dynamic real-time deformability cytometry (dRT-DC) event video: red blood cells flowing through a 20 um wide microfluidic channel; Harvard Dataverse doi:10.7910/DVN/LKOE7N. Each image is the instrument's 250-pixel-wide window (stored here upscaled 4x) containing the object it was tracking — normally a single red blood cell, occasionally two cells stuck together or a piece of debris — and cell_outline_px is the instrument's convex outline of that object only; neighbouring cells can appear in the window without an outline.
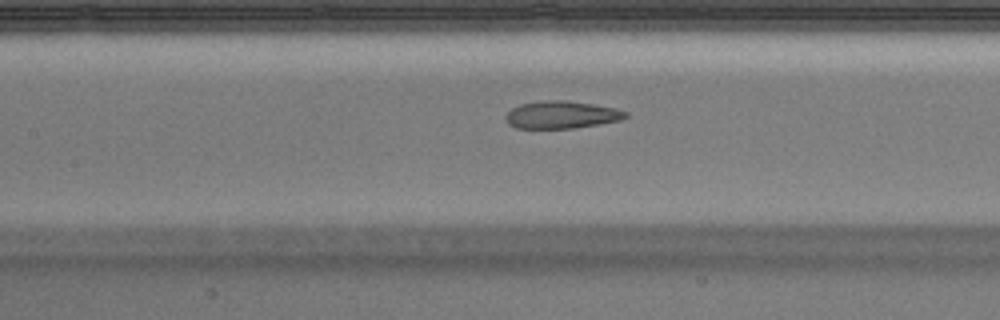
{"species": "Egyptian fruit bat (a non-hibernating species)", "species_latin": "Rousettus aegyptiacus", "temperature_condition": "warm", "stored_images_in_passage": 51, "camera_frame_rate_fps": 3000, "um_per_image_px": 0.085, "animal": {"sex": "male"}, "frame": {"image": 1, "passage_image": 24, "time_ms": 7.667, "image_size_px": [1000, 320], "cell_outline_px": [[628, 116], [620, 120], [572, 128], [516, 128], [508, 124], [504, 116], [512, 108], [520, 104], [544, 100], [564, 100], [592, 104], [616, 108], [628, 112]], "centroid_in_image_um": [47.7, 9.75], "position_along_channel_um": 159.7, "area_um2": 19.07}}
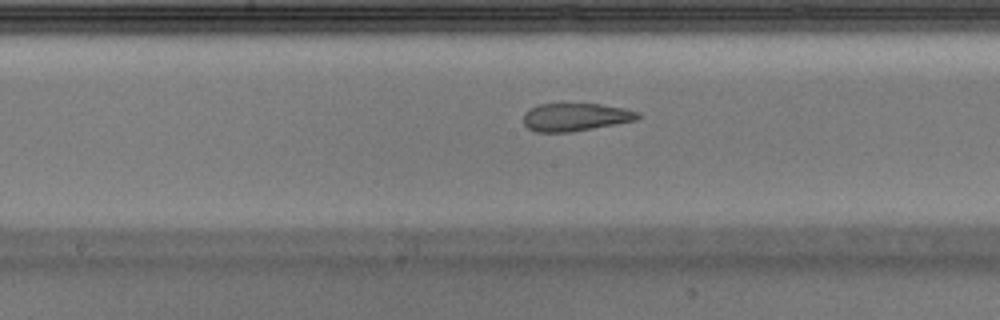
{"frame": {"image": 2, "passage_image": 27, "time_ms": 8.667, "image_size_px": [1000, 320], "cell_outline_px": [[640, 116], [636, 120], [616, 124], [572, 132], [536, 132], [528, 128], [524, 124], [524, 112], [528, 108], [536, 104], [600, 104], [624, 108], [640, 112]], "centroid_in_image_um": [48.89, 9.95], "position_along_channel_um": 199.3, "area_um2": 18.73}}
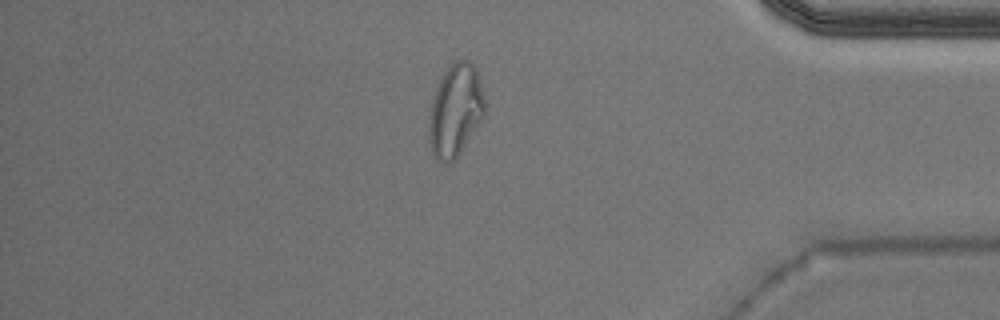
{"frame": {"image": 3, "passage_image": 44, "time_ms": 14.333, "image_size_px": [1000, 320], "cell_outline_px": [[488, 104], [484, 116], [456, 160], [448, 164], [444, 164], [436, 160], [432, 152], [428, 140], [428, 124], [432, 100], [436, 88], [444, 72], [456, 60], [468, 60], [476, 68]], "centroid_in_image_um": [38.73, 9.43], "position_along_channel_um": 396.5, "area_um2": 30.63}, "authors_computed_cell_mechanics": {"area_um2": 20.2878, "velocity_mm_per_s": 3.9702, "shape_relaxation_time_tau1_ms": null, "shape_relaxation_time_tau2_ms": 1.6576, "deformation_change_tau1": null, "deformation_change_tau2": 0.0986}}